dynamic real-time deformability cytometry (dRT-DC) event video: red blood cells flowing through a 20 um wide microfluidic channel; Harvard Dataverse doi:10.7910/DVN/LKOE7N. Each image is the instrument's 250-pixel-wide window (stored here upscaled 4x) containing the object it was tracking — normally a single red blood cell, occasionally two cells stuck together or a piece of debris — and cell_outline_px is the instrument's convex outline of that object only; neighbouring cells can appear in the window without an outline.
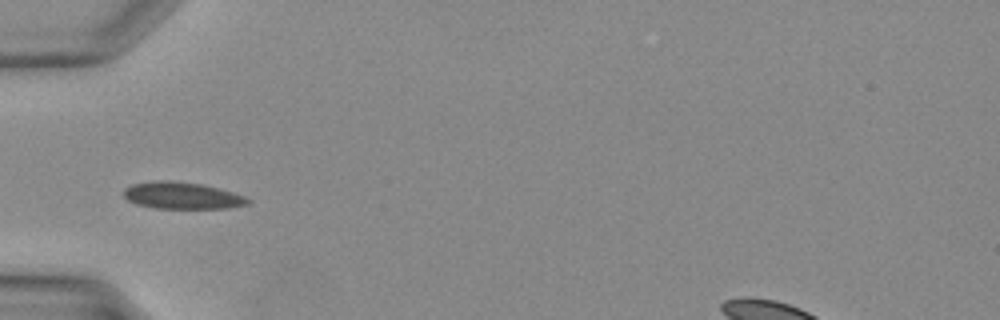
{"species": "Egyptian fruit bat (a non-hibernating species)", "species_latin": "Rousettus aegyptiacus", "temperature_condition": "warm", "stored_images_in_passage": 26, "camera_frame_rate_fps": 3000, "um_per_image_px": 0.085, "animal": {"sex": "female"}, "frame": {"image": 1, "passage_image": 1, "time_ms": 0.0, "image_size_px": [1000, 320], "cell_outline_px": [[252, 200], [248, 204], [228, 208], [152, 208], [136, 204], [128, 200], [124, 196], [124, 188], [132, 184], [156, 180], [168, 180], [200, 184], [232, 192], [244, 196]], "centroid_in_image_um": [15.45, 16.63], "position_along_channel_um": 69.6, "area_um2": 19.31}}
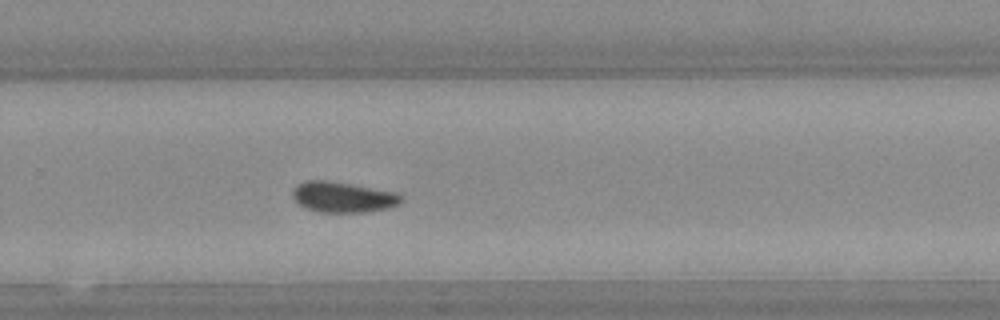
{"frame": {"image": 2, "passage_image": 14, "time_ms": 4.333, "image_size_px": [1000, 320], "cell_outline_px": [[400, 204], [388, 208], [364, 212], [320, 212], [304, 208], [292, 196], [292, 192], [296, 184], [308, 180], [324, 180], [396, 192], [400, 196]], "centroid_in_image_um": [29.11, 16.76], "position_along_channel_um": 300.7, "area_um2": 19.07}}
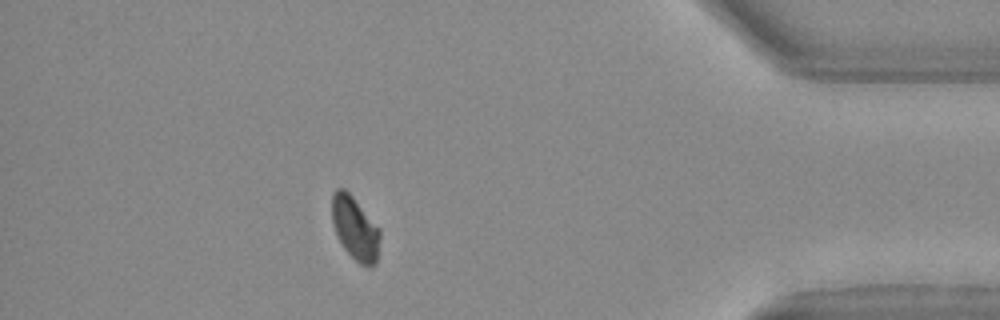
{"frame": {"image": 3, "passage_image": 22, "time_ms": 7.0, "image_size_px": [1000, 320], "cell_outline_px": [[380, 236], [376, 264], [368, 268], [360, 264], [344, 248], [336, 232], [332, 220], [332, 196], [336, 188], [344, 188], [352, 196], [380, 228]], "centroid_in_image_um": [30.2, 19.41], "position_along_channel_um": 405.0, "area_um2": 17.57}}